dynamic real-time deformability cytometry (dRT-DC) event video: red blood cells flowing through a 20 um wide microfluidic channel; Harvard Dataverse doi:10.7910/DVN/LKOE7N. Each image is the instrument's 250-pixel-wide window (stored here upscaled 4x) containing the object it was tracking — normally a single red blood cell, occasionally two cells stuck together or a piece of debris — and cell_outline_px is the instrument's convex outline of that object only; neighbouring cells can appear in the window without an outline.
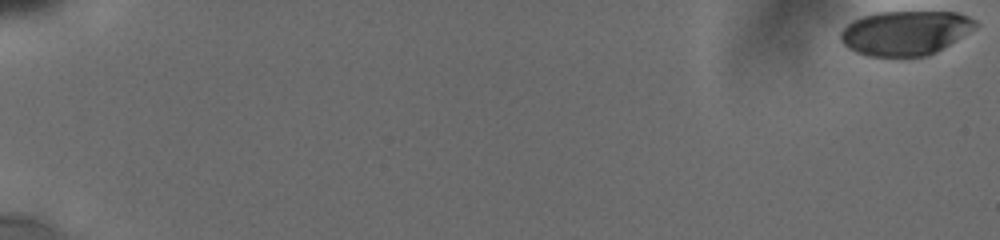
{"species": "human", "species_latin": "Homo sapiens", "temperature_condition": "cold", "stored_images_in_passage": 3, "camera_frame_rate_fps": 3000, "um_per_image_px": 0.085, "donor": {"sex": "male"}, "frame": {"image": 1, "passage_image": 1, "time_ms": 0.0, "image_size_px": [1000, 240], "cell_outline_px": [[980, 24], [936, 52], [928, 56], [868, 56], [856, 52], [844, 44], [840, 40], [840, 32], [852, 20], [864, 16], [880, 12], [956, 12], [968, 16], [976, 20]], "centroid_in_image_um": [76.94, 2.79], "position_along_channel_um": 8.1, "area_um2": 34.62}}